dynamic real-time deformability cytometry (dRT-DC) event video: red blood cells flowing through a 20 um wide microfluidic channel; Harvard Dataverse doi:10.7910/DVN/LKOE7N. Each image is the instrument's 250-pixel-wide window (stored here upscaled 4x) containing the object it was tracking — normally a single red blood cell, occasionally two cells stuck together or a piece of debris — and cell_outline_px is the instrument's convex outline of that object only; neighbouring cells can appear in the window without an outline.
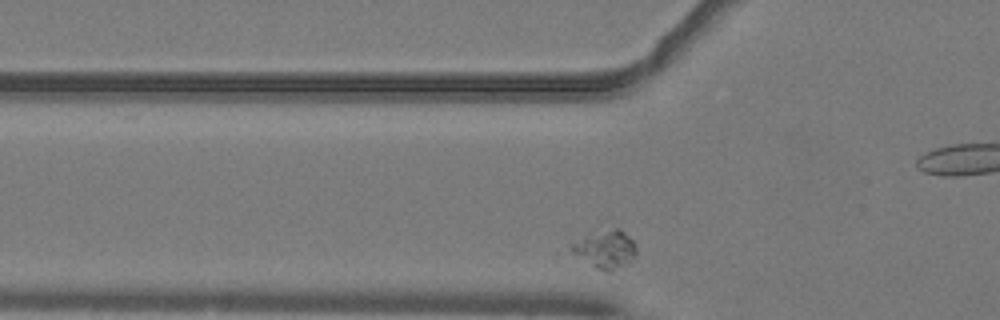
{"species": "common noctule bat (a hibernating species)", "species_latin": "Nyctalus noctula", "temperature_condition": "warm", "stored_images_in_passage": 41, "camera_frame_rate_fps": 3000, "um_per_image_px": 0.085, "animal": {"sex": "male", "body_mass_g": 19.2, "forearm_length_mm": 51.8}, "frame": {"image": 1, "passage_image": 14, "time_ms": 4.333, "image_size_px": [1000, 320], "cell_outline_px": [[636, 256], [632, 260], [612, 272], [604, 272], [596, 268], [572, 252], [572, 244], [616, 228], [620, 228], [636, 244]], "centroid_in_image_um": [51.57, 21.26], "position_along_channel_um": 74.2, "area_um2": 13.41}}
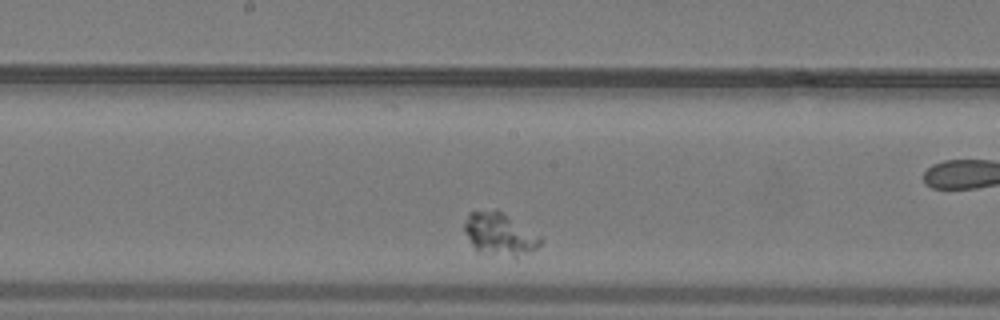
{"frame": {"image": 2, "passage_image": 25, "time_ms": 8.0, "image_size_px": [1000, 320], "cell_outline_px": [[544, 240], [536, 248], [516, 256], [512, 256], [476, 252], [464, 232], [464, 224], [468, 212], [496, 208], [544, 236]], "centroid_in_image_um": [42.47, 19.85], "position_along_channel_um": 205.7, "area_um2": 19.19}}
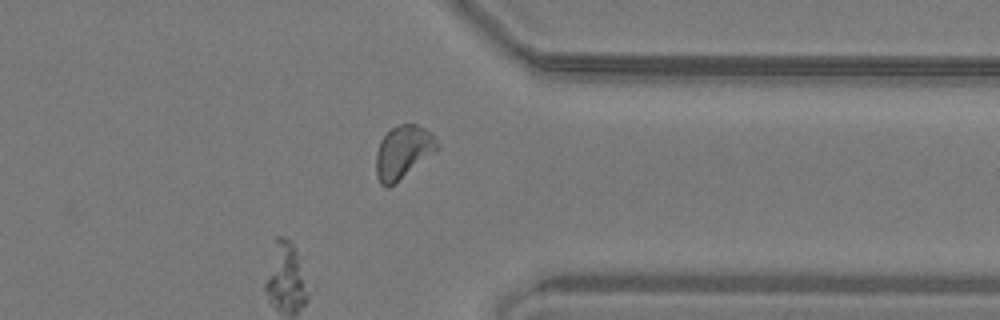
{"frame": {"image": 3, "passage_image": 41, "time_ms": 13.333, "image_size_px": [1000, 320], "cell_outline_px": [[440, 148], [436, 152], [388, 188], [384, 188], [380, 184], [376, 176], [376, 152], [380, 140], [392, 128], [400, 124], [416, 124], [424, 128], [436, 140]], "centroid_in_image_um": [34.24, 12.95], "position_along_channel_um": 377.2, "area_um2": 18.79}}